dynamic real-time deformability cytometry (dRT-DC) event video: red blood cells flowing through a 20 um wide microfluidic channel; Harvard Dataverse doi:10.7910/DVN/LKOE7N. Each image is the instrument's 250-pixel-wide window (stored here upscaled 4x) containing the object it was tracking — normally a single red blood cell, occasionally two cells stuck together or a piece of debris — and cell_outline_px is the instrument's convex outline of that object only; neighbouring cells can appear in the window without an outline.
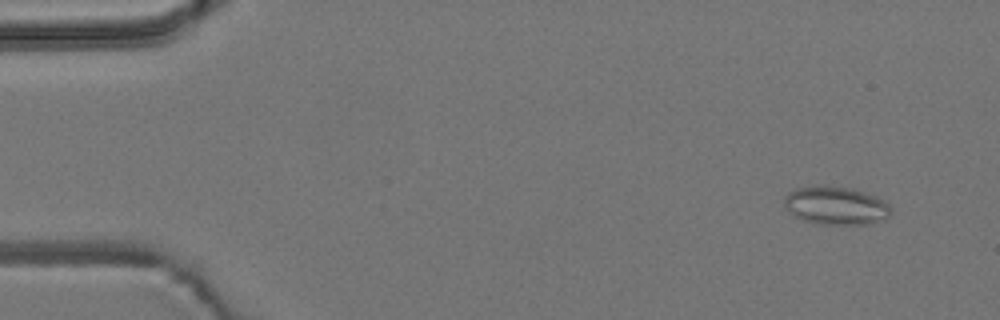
{"species": "common noctule bat (a hibernating species)", "species_latin": "Nyctalus noctula", "temperature_condition": "room temperature", "stored_images_in_passage": 7, "camera_frame_rate_fps": 3000, "um_per_image_px": 0.085, "animal": {"sex": "male", "body_mass_g": 19.2, "forearm_length_mm": 51.8}, "frame": {"image": 1, "passage_image": 1, "time_ms": 0.0, "image_size_px": [1000, 320], "cell_outline_px": [[892, 212], [888, 220], [872, 224], [816, 224], [804, 220], [796, 216], [784, 204], [784, 196], [788, 192], [796, 188], [816, 184], [824, 184], [852, 188], [876, 196], [884, 200], [892, 208]], "centroid_in_image_um": [71.1, 17.46], "position_along_channel_um": 13.9, "area_um2": 24.33}}
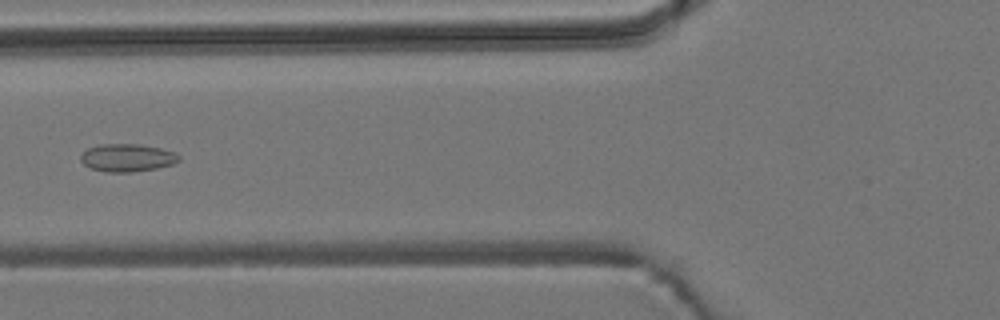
{"frame": {"image": 2, "passage_image": 6, "time_ms": 5.667, "image_size_px": [1000, 320], "cell_outline_px": [[180, 160], [172, 164], [156, 168], [132, 172], [108, 172], [92, 168], [84, 164], [80, 160], [80, 156], [88, 148], [100, 144], [136, 144], [160, 148], [172, 152], [180, 156]], "centroid_in_image_um": [10.8, 13.41], "position_along_channel_um": 115.0, "area_um2": 15.66}}
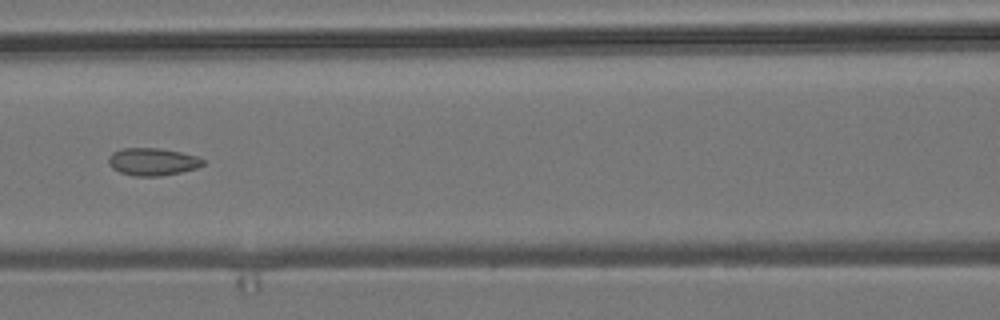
{"frame": {"image": 3, "passage_image": 7, "time_ms": 6.667, "image_size_px": [1000, 320], "cell_outline_px": [[204, 164], [196, 168], [180, 172], [160, 176], [132, 176], [120, 172], [112, 168], [108, 164], [108, 156], [112, 152], [124, 148], [160, 148], [180, 152], [196, 156], [204, 160]], "centroid_in_image_um": [12.93, 13.74], "position_along_channel_um": 153.7, "area_um2": 15.14}}